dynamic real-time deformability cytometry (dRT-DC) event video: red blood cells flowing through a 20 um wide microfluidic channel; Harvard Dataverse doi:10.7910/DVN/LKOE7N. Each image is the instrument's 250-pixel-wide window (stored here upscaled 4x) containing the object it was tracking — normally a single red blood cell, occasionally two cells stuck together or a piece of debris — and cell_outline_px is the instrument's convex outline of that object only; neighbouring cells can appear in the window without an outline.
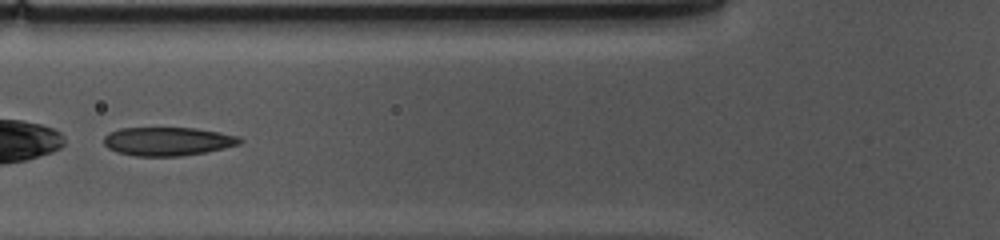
{"species": "common noctule bat (a hibernating species)", "species_latin": "Nyctalus noctula", "temperature_condition": "cold", "stored_images_in_passage": 17, "camera_frame_rate_fps": 3000, "um_per_image_px": 0.085, "animal": {"sex": "female", "body_mass_g": 10.0, "forearm_length_mm": 53.1}, "frame": {"image": 1, "passage_image": 8, "time_ms": 2.333, "image_size_px": [1000, 240], "cell_outline_px": [[244, 140], [240, 144], [224, 148], [204, 152], [180, 156], [136, 156], [116, 152], [108, 148], [104, 144], [104, 136], [108, 132], [120, 128], [196, 128], [220, 132], [240, 136]], "centroid_in_image_um": [14.26, 12.01], "position_along_channel_um": 111.5, "area_um2": 22.77}}